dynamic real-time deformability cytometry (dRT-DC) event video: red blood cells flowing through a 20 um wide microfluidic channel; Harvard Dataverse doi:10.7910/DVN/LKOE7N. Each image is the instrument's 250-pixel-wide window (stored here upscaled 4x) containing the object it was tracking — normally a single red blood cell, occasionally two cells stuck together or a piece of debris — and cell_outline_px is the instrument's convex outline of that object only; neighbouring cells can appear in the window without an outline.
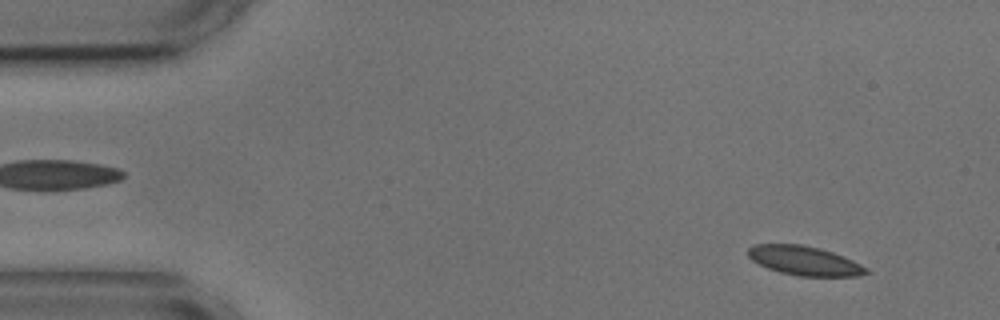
{"species": "common noctule bat (a hibernating species)", "species_latin": "Nyctalus noctula", "temperature_condition": "cold", "stored_images_in_passage": 3, "camera_frame_rate_fps": 3000, "um_per_image_px": 0.085, "animal": {"sex": "male", "body_mass_g": 17.9, "forearm_length_mm": 54.2}, "frame": {"image": 1, "passage_image": 1, "time_ms": 0.0, "image_size_px": [1000, 320], "cell_outline_px": [[872, 272], [860, 276], [800, 276], [780, 272], [768, 268], [752, 260], [748, 256], [748, 248], [752, 244], [800, 244], [820, 248], [832, 252], [852, 260], [868, 268]], "centroid_in_image_um": [68.39, 22.16], "position_along_channel_um": 16.6, "area_um2": 20.11}}
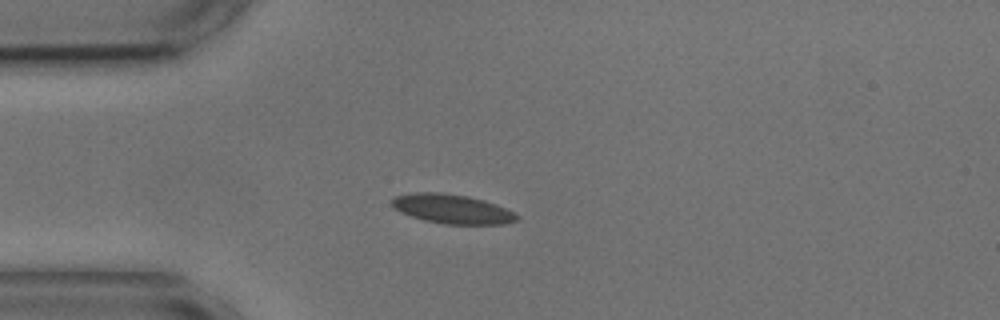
{"frame": {"image": 2, "passage_image": 3, "time_ms": 3.0, "image_size_px": [1000, 320], "cell_outline_px": [[520, 220], [504, 224], [444, 224], [424, 220], [400, 212], [392, 204], [392, 200], [396, 196], [408, 192], [440, 192], [468, 196], [484, 200], [496, 204], [520, 216]], "centroid_in_image_um": [38.45, 17.76], "position_along_channel_um": 46.6, "area_um2": 21.33}}